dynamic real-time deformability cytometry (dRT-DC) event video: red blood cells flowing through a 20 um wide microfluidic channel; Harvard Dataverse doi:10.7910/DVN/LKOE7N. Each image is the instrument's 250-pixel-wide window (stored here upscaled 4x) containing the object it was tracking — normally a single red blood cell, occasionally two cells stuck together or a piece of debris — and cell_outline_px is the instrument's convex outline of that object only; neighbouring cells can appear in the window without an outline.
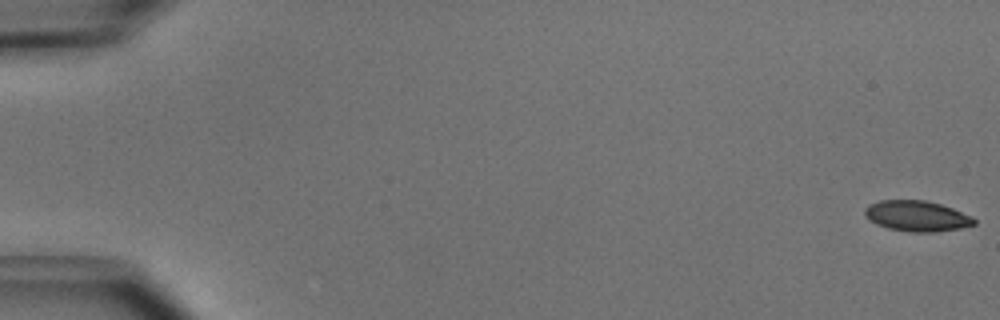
{"species": "common noctule bat (a hibernating species)", "species_latin": "Nyctalus noctula", "temperature_condition": "cold", "stored_images_in_passage": 51, "camera_frame_rate_fps": 3000, "um_per_image_px": 0.085, "animal": {"sex": "male", "body_mass_g": 15.6}, "frame": {"image": 1, "passage_image": 1, "time_ms": 0.0, "image_size_px": [1000, 320], "cell_outline_px": [[976, 224], [960, 228], [936, 232], [908, 232], [888, 228], [876, 224], [868, 220], [864, 216], [864, 208], [868, 204], [880, 200], [924, 200], [940, 204], [952, 208], [972, 216], [976, 220]], "centroid_in_image_um": [77.9, 18.36], "position_along_channel_um": 7.1, "area_um2": 19.71}}
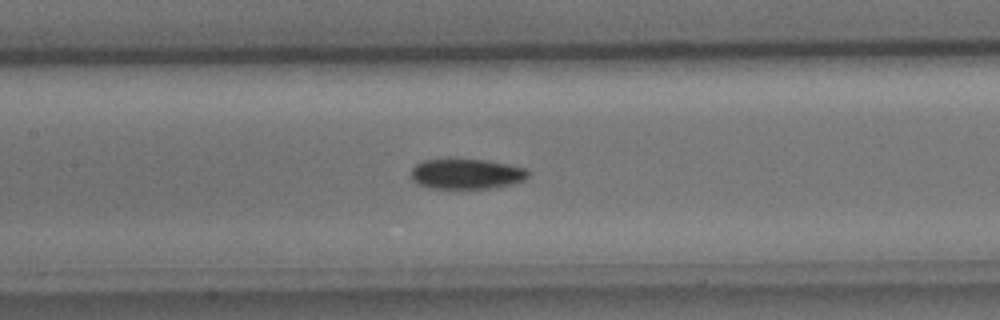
{"frame": {"image": 2, "passage_image": 25, "time_ms": 8.0, "image_size_px": [1000, 320], "cell_outline_px": [[528, 176], [524, 180], [512, 184], [488, 188], [432, 188], [420, 184], [412, 180], [412, 168], [416, 164], [424, 160], [448, 156], [456, 156], [484, 160], [508, 164], [528, 168]], "centroid_in_image_um": [39.63, 14.72], "position_along_channel_um": 167.8, "area_um2": 21.27}}
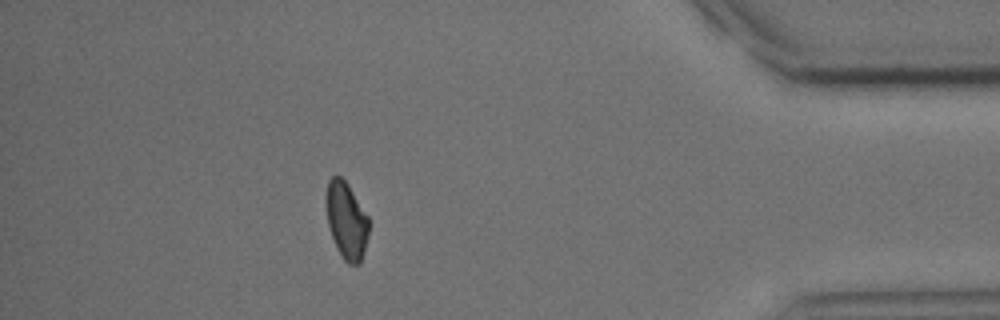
{"frame": {"image": 3, "passage_image": 46, "time_ms": 15.0, "image_size_px": [1000, 320], "cell_outline_px": [[368, 236], [364, 252], [360, 264], [348, 264], [344, 260], [336, 248], [328, 224], [324, 200], [328, 180], [332, 176], [340, 176], [348, 184], [368, 216]], "centroid_in_image_um": [29.42, 18.73], "position_along_channel_um": 405.8, "area_um2": 19.31}, "authors_computed_cell_mechanics": {"area_um2": 20.2878, "velocity_mm_per_s": 3.9867, "shape_relaxation_time_tau1_ms": 2.9205, "shape_relaxation_time_tau2_ms": null, "deformation_change_tau1": 0.0869, "deformation_change_tau2": null}}